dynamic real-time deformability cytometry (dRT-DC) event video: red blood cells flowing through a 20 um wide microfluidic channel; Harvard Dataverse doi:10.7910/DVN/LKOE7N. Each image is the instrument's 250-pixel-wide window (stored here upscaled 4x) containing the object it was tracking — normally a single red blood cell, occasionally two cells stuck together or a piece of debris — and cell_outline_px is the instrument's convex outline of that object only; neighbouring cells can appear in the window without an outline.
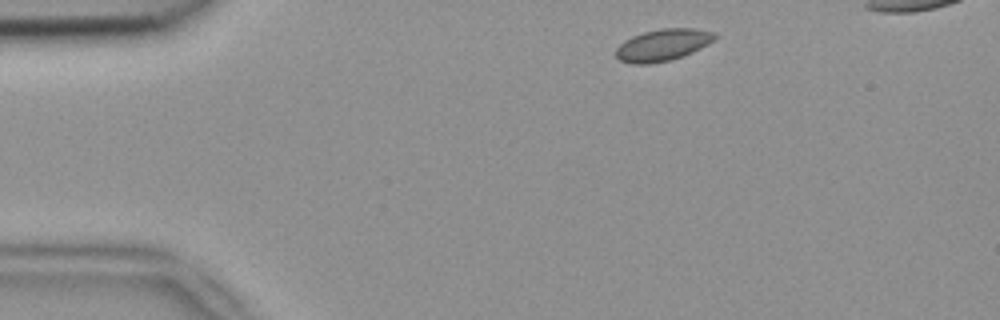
{"species": "common noctule bat (a hibernating species)", "species_latin": "Nyctalus noctula", "temperature_condition": "room temperature", "stored_images_in_passage": 4, "camera_frame_rate_fps": 3000, "um_per_image_px": 0.085, "animal": {"sex": "female", "body_mass_g": 18.4}, "frame": {"image": 1, "passage_image": 1, "time_ms": 0.0, "image_size_px": [1000, 320], "cell_outline_px": [[720, 36], [708, 44], [692, 52], [668, 60], [648, 64], [632, 64], [620, 60], [616, 56], [616, 48], [624, 40], [632, 36], [644, 32], [660, 28], [692, 28], [716, 32]], "centroid_in_image_um": [56.35, 3.8], "position_along_channel_um": 28.6, "area_um2": 18.32}}